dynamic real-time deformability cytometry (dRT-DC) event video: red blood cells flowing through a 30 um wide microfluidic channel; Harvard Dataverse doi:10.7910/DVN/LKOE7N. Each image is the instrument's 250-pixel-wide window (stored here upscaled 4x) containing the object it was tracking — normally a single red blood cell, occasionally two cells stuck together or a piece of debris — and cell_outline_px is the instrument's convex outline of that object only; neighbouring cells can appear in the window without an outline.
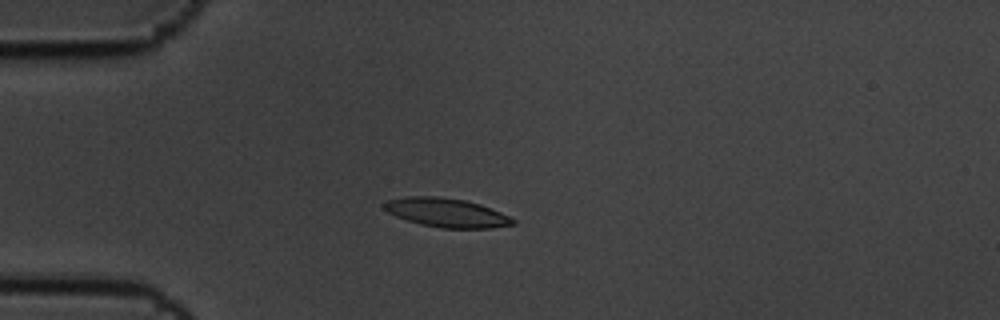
{"species": "common noctule bat (a hibernating species)", "species_latin": "Nyctalus noctula", "temperature_condition": "cold", "stored_images_in_passage": 5, "camera_frame_rate_fps": 3000, "um_per_image_px": 0.085, "animal": {"sex": "male", "body_mass_g": 19.5, "forearm_length_mm": 54.6}, "frame": {"image": 1, "passage_image": 4, "time_ms": 1.0, "image_size_px": [1000, 320], "cell_outline_px": [[516, 224], [492, 228], [440, 228], [420, 224], [396, 216], [388, 212], [384, 208], [384, 204], [388, 200], [404, 196], [436, 196], [464, 200], [480, 204], [500, 212], [516, 220]], "centroid_in_image_um": [37.97, 18.08], "position_along_channel_um": 47.0, "area_um2": 21.62}}